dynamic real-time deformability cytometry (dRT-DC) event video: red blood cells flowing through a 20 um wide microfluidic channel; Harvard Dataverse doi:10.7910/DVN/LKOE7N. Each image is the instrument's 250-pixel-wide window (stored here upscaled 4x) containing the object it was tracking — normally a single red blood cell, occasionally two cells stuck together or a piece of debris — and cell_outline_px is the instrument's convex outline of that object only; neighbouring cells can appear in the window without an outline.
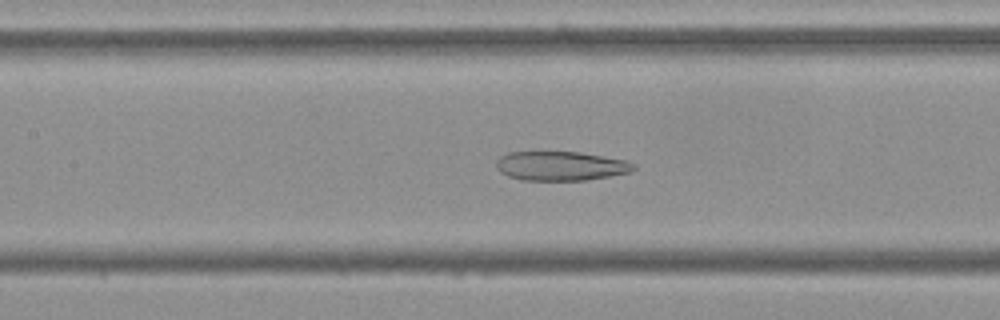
{"species": "Egyptian fruit bat (a non-hibernating species)", "species_latin": "Rousettus aegyptiacus", "temperature_condition": "cold", "stored_images_in_passage": 47, "camera_frame_rate_fps": 3000, "um_per_image_px": 0.085, "frame": {"image": 1, "passage_image": 23, "time_ms": 7.333, "image_size_px": [1000, 320], "cell_outline_px": [[636, 168], [632, 172], [584, 180], [524, 180], [508, 176], [500, 172], [496, 168], [496, 160], [500, 156], [508, 152], [580, 152], [628, 160], [636, 164]], "centroid_in_image_um": [47.68, 14.1], "position_along_channel_um": 159.7, "area_um2": 23.52}}
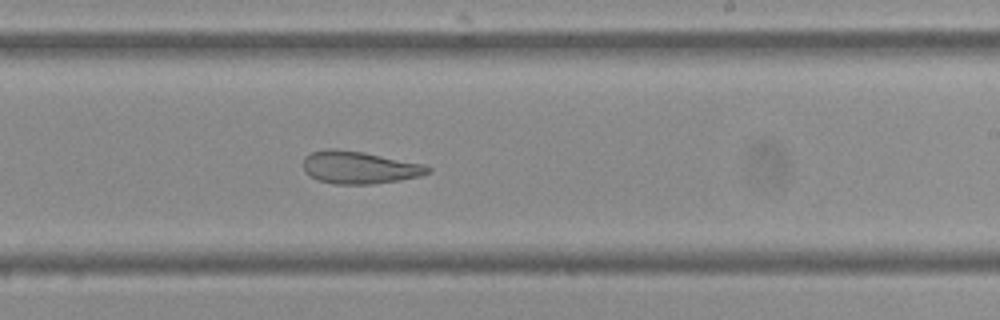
{"frame": {"image": 2, "passage_image": 31, "time_ms": 10.0, "image_size_px": [1000, 320], "cell_outline_px": [[432, 172], [420, 176], [400, 180], [372, 184], [336, 184], [320, 180], [304, 172], [304, 156], [312, 152], [328, 148], [336, 148], [364, 152], [424, 164], [432, 168]], "centroid_in_image_um": [30.57, 14.22], "position_along_channel_um": 258.4, "area_um2": 23.64}}
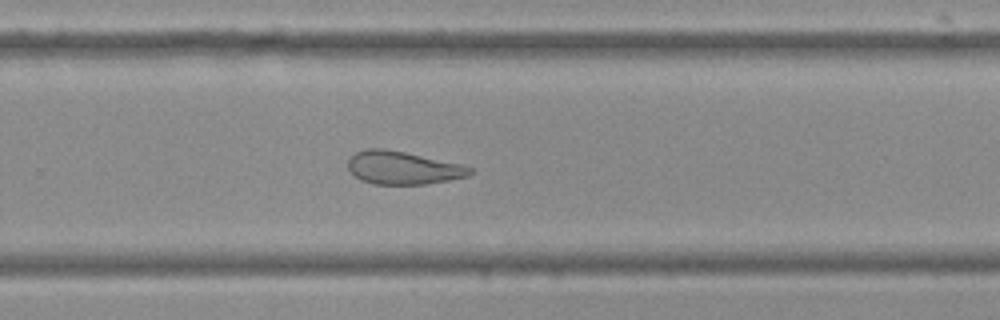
{"frame": {"image": 3, "passage_image": 34, "time_ms": 11.0, "image_size_px": [1000, 320], "cell_outline_px": [[476, 172], [468, 176], [448, 180], [424, 184], [372, 184], [360, 180], [348, 168], [348, 160], [356, 152], [364, 148], [384, 148], [404, 152], [460, 164], [472, 168]], "centroid_in_image_um": [34.24, 14.26], "position_along_channel_um": 295.6, "area_um2": 23.35}, "authors_computed_cell_mechanics": {"area_um2": 26.588, "velocity_mm_per_s": 3.7154, "shape_relaxation_time_tau1_ms": null, "shape_relaxation_time_tau2_ms": 5.4461, "deformation_change_tau1": null, "deformation_change_tau2": 0.1428}}